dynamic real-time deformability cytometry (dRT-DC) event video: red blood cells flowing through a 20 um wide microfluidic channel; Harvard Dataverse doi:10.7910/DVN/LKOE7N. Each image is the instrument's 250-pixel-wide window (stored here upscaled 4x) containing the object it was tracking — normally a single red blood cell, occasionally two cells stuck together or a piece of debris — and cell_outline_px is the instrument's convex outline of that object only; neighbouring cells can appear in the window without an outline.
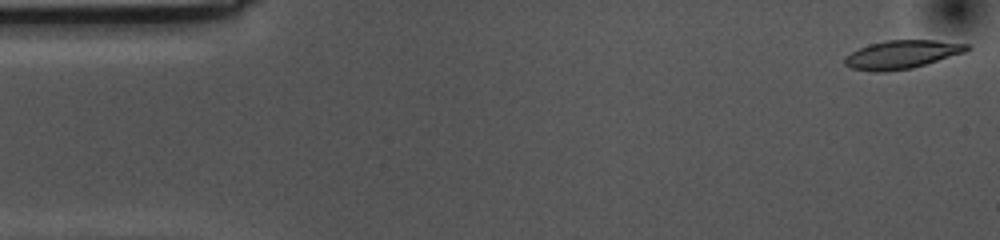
{"species": "common noctule bat (a hibernating species)", "species_latin": "Nyctalus noctula", "temperature_condition": "cold", "stored_images_in_passage": 49, "camera_frame_rate_fps": 3000, "um_per_image_px": 0.085, "animal": {"sex": "female", "body_mass_g": 10.0, "forearm_length_mm": 53.1}, "frame": {"image": 1, "passage_image": 1, "time_ms": 0.0, "image_size_px": [1000, 240], "cell_outline_px": [[972, 48], [964, 52], [912, 68], [884, 72], [876, 72], [852, 68], [844, 64], [844, 56], [868, 44], [888, 40], [936, 40], [968, 44]], "centroid_in_image_um": [76.64, 4.63], "position_along_channel_um": 8.4, "area_um2": 20.06}}
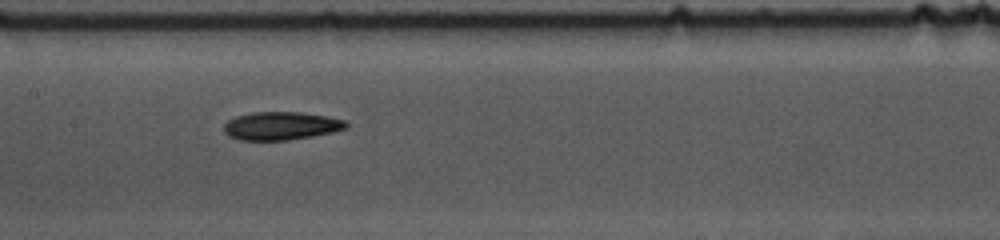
{"frame": {"image": 2, "passage_image": 25, "time_ms": 8.0, "image_size_px": [1000, 240], "cell_outline_px": [[348, 128], [332, 132], [312, 136], [288, 140], [240, 140], [228, 136], [224, 132], [224, 124], [228, 120], [236, 116], [256, 112], [300, 112], [328, 116], [344, 120], [348, 124]], "centroid_in_image_um": [23.89, 10.7], "position_along_channel_um": 183.5, "area_um2": 20.06}}
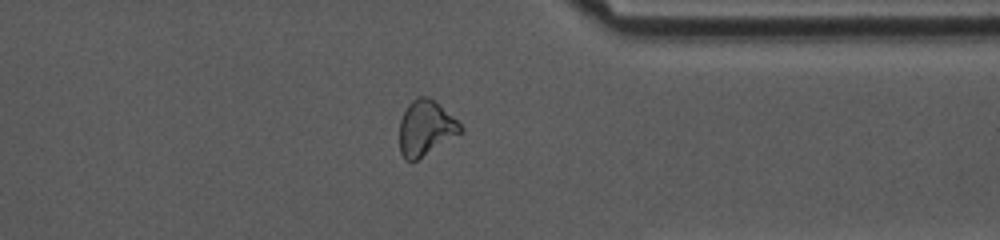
{"frame": {"image": 3, "passage_image": 42, "time_ms": 13.667, "image_size_px": [1000, 240], "cell_outline_px": [[464, 132], [416, 160], [404, 160], [400, 152], [400, 120], [408, 104], [416, 96], [428, 96], [452, 116], [464, 128]], "centroid_in_image_um": [36.18, 10.89], "position_along_channel_um": 375.2, "area_um2": 19.48}, "authors_computed_cell_mechanics": {"area_um2": 20.2878, "velocity_mm_per_s": 3.5375, "shape_relaxation_time_tau1_ms": 5.8236, "shape_relaxation_time_tau2_ms": 7.8766, "deformation_change_tau1": 0.1556, "deformation_change_tau2": 0.1646}}